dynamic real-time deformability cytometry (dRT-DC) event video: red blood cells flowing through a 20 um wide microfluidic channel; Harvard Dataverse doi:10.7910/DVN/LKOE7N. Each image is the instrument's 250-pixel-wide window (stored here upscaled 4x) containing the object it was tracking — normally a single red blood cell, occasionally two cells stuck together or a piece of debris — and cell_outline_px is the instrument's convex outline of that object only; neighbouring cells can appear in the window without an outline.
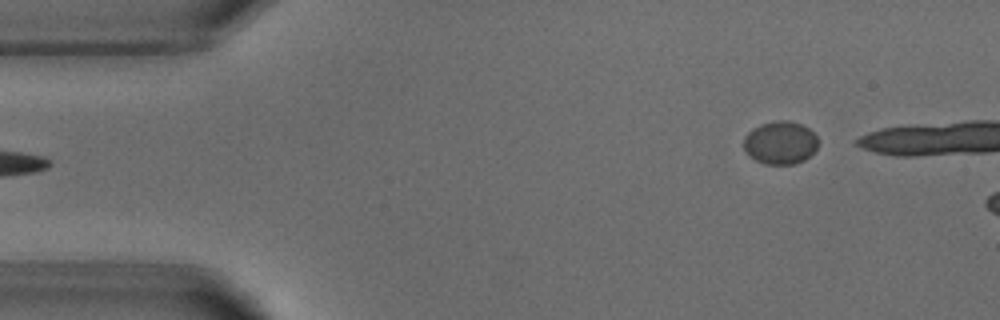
{"species": "common noctule bat (a hibernating species)", "species_latin": "Nyctalus noctula", "temperature_condition": "warm", "stored_images_in_passage": 5, "segment_of_instrument_passage": [2, 2], "camera_frame_rate_fps": 3000, "um_per_image_px": 0.085, "animal": {"sex": "male", "body_mass_g": 18.8}, "frame": {"image": 1, "passage_image": 5, "time_ms": 5.0, "image_size_px": [1000, 320], "cell_outline_px": [[816, 148], [804, 160], [792, 164], [764, 164], [756, 160], [744, 148], [744, 136], [752, 128], [760, 124], [776, 120], [788, 120], [800, 124], [808, 128], [816, 136]], "centroid_in_image_um": [66.3, 12.11], "position_along_channel_um": 18.7, "area_um2": 18.38}}